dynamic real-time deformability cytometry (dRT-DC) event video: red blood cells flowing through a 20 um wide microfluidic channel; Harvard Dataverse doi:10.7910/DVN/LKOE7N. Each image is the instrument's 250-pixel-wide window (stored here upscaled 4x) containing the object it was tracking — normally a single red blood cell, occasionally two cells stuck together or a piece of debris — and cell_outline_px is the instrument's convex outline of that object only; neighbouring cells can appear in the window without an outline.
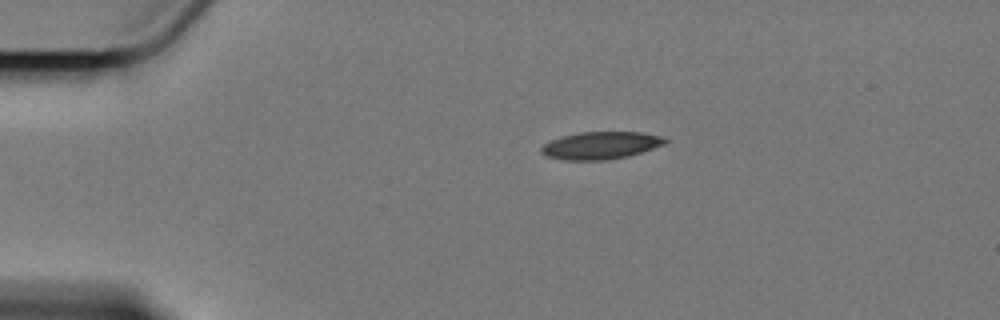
{"species": "Egyptian fruit bat (a non-hibernating species)", "species_latin": "Rousettus aegyptiacus", "temperature_condition": "cold", "stored_images_in_passage": 7, "camera_frame_rate_fps": 3000, "um_per_image_px": 0.085, "animal": {"sex": "female"}, "frame": {"image": 1, "passage_image": 1, "time_ms": 0.0, "image_size_px": [1000, 320], "cell_outline_px": [[668, 140], [664, 144], [628, 156], [604, 160], [564, 160], [548, 156], [540, 152], [540, 148], [544, 144], [552, 140], [564, 136], [580, 132], [640, 132], [664, 136]], "centroid_in_image_um": [51.07, 12.36], "position_along_channel_um": 33.9, "area_um2": 19.59}}
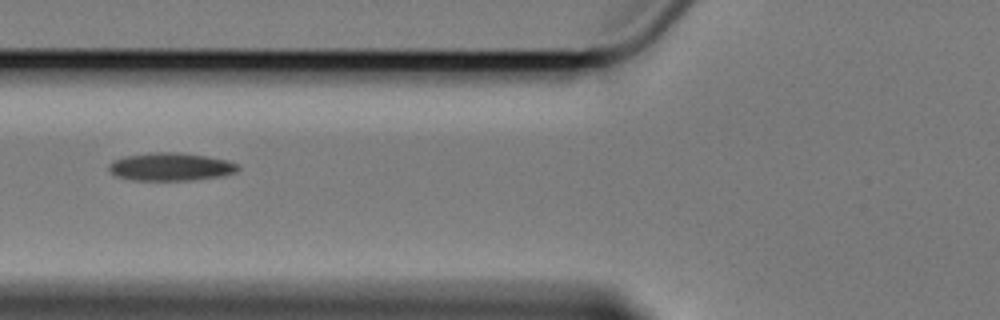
{"frame": {"image": 2, "passage_image": 4, "time_ms": 3.667, "image_size_px": [1000, 320], "cell_outline_px": [[240, 168], [236, 172], [220, 176], [188, 180], [132, 180], [116, 176], [108, 168], [108, 164], [112, 160], [124, 156], [148, 152], [184, 152], [208, 156], [228, 160], [236, 164]], "centroid_in_image_um": [14.48, 14.15], "position_along_channel_um": 111.3, "area_um2": 21.21}}
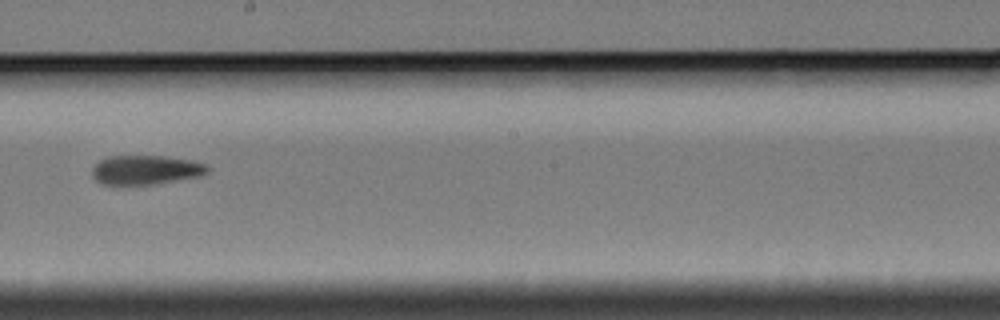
{"frame": {"image": 3, "passage_image": 7, "time_ms": 7.333, "image_size_px": [1000, 320], "cell_outline_px": [[212, 168], [208, 172], [200, 176], [156, 184], [100, 184], [92, 176], [92, 168], [100, 160], [108, 156], [164, 156], [192, 160], [208, 164]], "centroid_in_image_um": [12.43, 14.43], "position_along_channel_um": 235.8, "area_um2": 19.83}}